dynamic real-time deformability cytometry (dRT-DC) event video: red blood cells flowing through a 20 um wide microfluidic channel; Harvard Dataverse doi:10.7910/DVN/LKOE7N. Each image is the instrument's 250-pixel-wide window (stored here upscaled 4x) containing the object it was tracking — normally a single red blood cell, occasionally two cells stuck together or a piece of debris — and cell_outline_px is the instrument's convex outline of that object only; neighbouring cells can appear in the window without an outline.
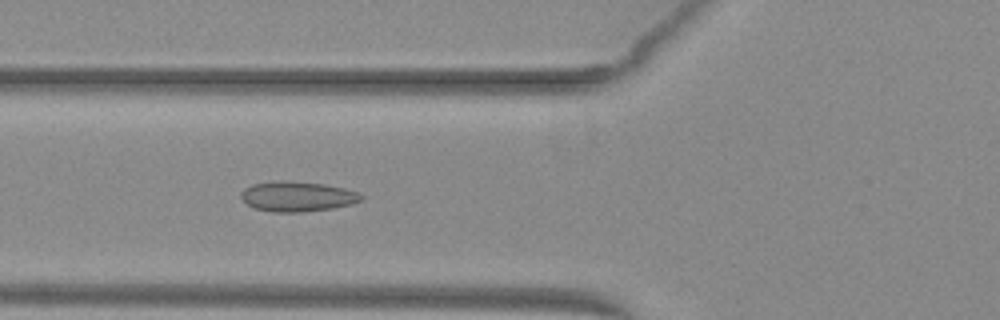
{"species": "common noctule bat (a hibernating species)", "species_latin": "Nyctalus noctula", "temperature_condition": "warm", "stored_images_in_passage": 52, "camera_frame_rate_fps": 3000, "um_per_image_px": 0.085, "animal": {"sex": "female", "body_mass_g": 29.2, "forearm_length_mm": 56.3}, "frame": {"image": 1, "passage_image": 20, "time_ms": 6.333, "image_size_px": [1000, 320], "cell_outline_px": [[364, 200], [352, 204], [332, 208], [304, 212], [272, 212], [252, 208], [240, 200], [240, 192], [244, 188], [252, 184], [324, 184], [344, 188], [356, 192], [364, 196]], "centroid_in_image_um": [25.28, 16.77], "position_along_channel_um": 100.5, "area_um2": 20.29}}
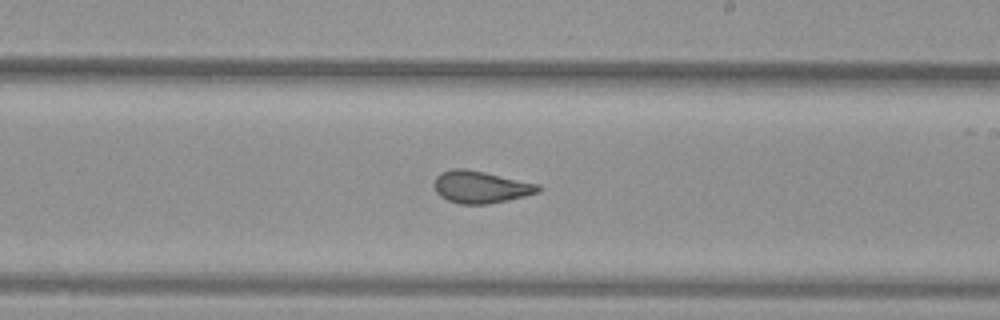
{"frame": {"image": 2, "passage_image": 31, "time_ms": 10.0, "image_size_px": [1000, 320], "cell_outline_px": [[544, 188], [540, 192], [508, 200], [488, 204], [460, 204], [448, 200], [440, 196], [436, 192], [432, 184], [436, 176], [440, 172], [452, 168], [464, 168], [484, 172], [540, 184]], "centroid_in_image_um": [40.85, 15.89], "position_along_channel_um": 248.1, "area_um2": 19.77}}
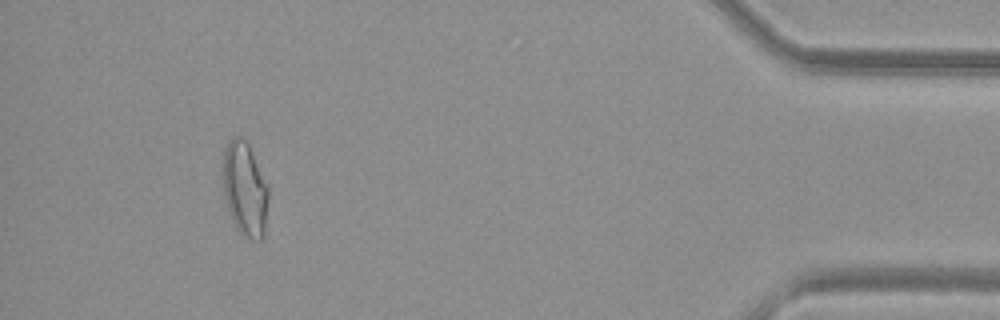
{"frame": {"image": 3, "passage_image": 48, "time_ms": 15.667, "image_size_px": [1000, 320], "cell_outline_px": [[268, 200], [264, 236], [260, 240], [252, 240], [244, 236], [236, 228], [232, 220], [224, 196], [224, 148], [228, 140], [232, 136], [240, 136], [248, 144], [268, 184]], "centroid_in_image_um": [20.83, 16.08], "position_along_channel_um": 414.4, "area_um2": 24.91}, "authors_computed_cell_mechanics": {"area_um2": 21.2126, "velocity_mm_per_s": 4.0149, "shape_relaxation_time_tau1_ms": null, "shape_relaxation_time_tau2_ms": 0.9446, "deformation_change_tau1": null, "deformation_change_tau2": 0.0589}}